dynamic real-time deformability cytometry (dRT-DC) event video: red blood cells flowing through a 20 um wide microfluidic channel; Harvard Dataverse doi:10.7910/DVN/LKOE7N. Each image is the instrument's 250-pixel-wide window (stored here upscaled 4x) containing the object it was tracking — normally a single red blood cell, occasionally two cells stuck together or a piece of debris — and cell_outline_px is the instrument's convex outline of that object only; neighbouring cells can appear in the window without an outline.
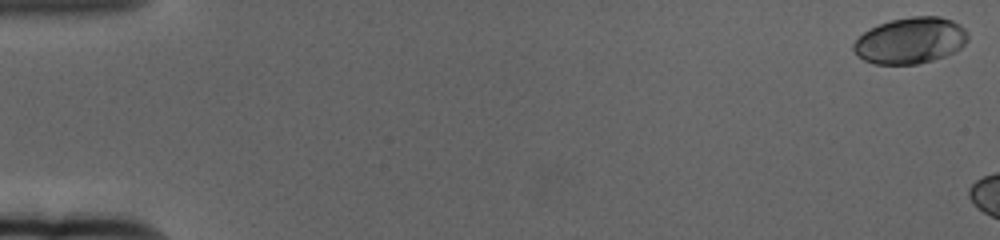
{"species": "human", "species_latin": "Homo sapiens", "temperature_condition": "cold", "stored_images_in_passage": 8, "camera_frame_rate_fps": 3000, "um_per_image_px": 0.085, "donor": {"sex": "female"}, "frame": {"image": 1, "passage_image": 1, "time_ms": 0.0, "image_size_px": [1000, 240], "cell_outline_px": [[968, 40], [960, 48], [944, 56], [932, 60], [916, 64], [872, 64], [856, 56], [852, 48], [852, 44], [864, 32], [880, 24], [892, 20], [912, 16], [940, 16], [952, 20], [960, 24], [968, 32]], "centroid_in_image_um": [77.38, 3.45], "position_along_channel_um": 7.6, "area_um2": 30.81}}